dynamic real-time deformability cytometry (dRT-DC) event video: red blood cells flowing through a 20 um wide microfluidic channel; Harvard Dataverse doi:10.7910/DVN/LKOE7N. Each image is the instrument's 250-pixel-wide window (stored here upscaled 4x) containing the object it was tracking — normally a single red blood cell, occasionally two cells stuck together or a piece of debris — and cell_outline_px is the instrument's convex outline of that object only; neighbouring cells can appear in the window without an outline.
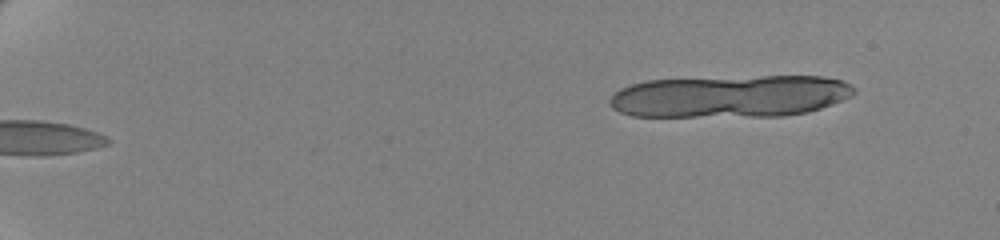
{"species": "human", "species_latin": "Homo sapiens", "temperature_condition": "cold", "stored_images_in_passage": 22, "camera_frame_rate_fps": 3000, "um_per_image_px": 0.085, "donor": {"sex": "female"}, "frame": {"image": 1, "passage_image": 1, "time_ms": 0.0, "image_size_px": [1000, 240], "cell_outline_px": [[856, 92], [852, 96], [820, 108], [808, 112], [784, 116], [632, 116], [620, 112], [612, 108], [608, 100], [620, 88], [632, 84], [648, 80], [760, 76], [820, 76], [840, 80], [856, 88]], "centroid_in_image_um": [62.07, 8.18], "position_along_channel_um": 22.9, "area_um2": 60.11}}
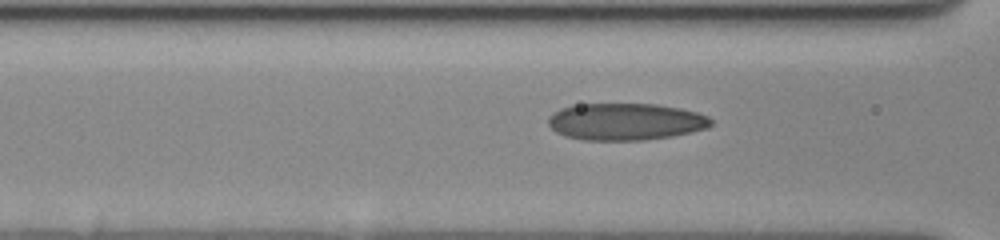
{"frame": {"image": 2, "passage_image": 19, "time_ms": 6.0, "image_size_px": [1000, 240], "cell_outline_px": [[712, 124], [708, 128], [672, 136], [644, 140], [584, 140], [564, 136], [556, 132], [548, 124], [548, 116], [552, 112], [560, 108], [576, 104], [656, 104], [680, 108], [696, 112], [708, 116], [712, 120]], "centroid_in_image_um": [53.15, 10.34], "position_along_channel_um": 113.5, "area_um2": 35.26}}